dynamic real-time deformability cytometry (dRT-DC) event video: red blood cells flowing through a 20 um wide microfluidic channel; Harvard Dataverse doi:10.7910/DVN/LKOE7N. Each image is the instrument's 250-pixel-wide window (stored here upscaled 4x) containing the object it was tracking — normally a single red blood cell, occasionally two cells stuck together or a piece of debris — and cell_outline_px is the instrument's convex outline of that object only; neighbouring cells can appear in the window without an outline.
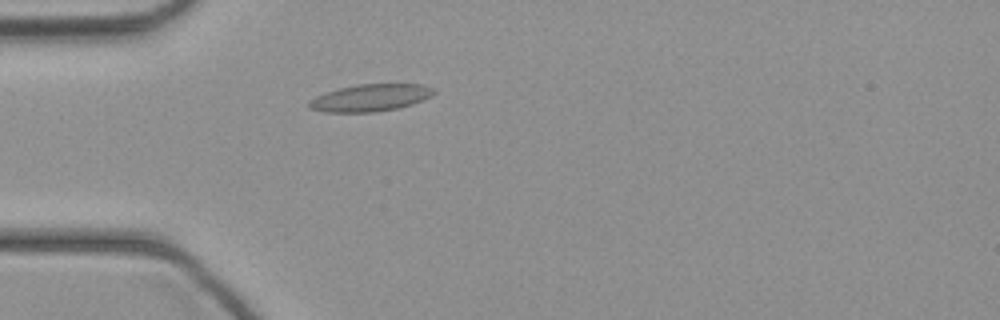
{"species": "common noctule bat (a hibernating species)", "species_latin": "Nyctalus noctula", "temperature_condition": "cold", "stored_images_in_passage": 44, "camera_frame_rate_fps": 3000, "um_per_image_px": 0.085, "animal": {"sex": "female", "body_mass_g": 21.9}, "frame": {"image": 1, "passage_image": 12, "time_ms": 3.667, "image_size_px": [1000, 320], "cell_outline_px": [[436, 92], [432, 96], [412, 104], [396, 108], [376, 112], [324, 112], [308, 108], [308, 100], [324, 92], [356, 84], [420, 84], [436, 88]], "centroid_in_image_um": [31.47, 8.3], "position_along_channel_um": 53.5, "area_um2": 19.88}}
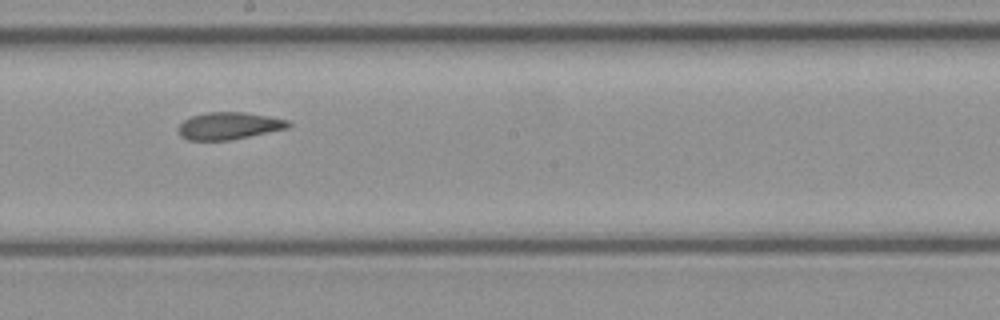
{"frame": {"image": 2, "passage_image": 24, "time_ms": 7.667, "image_size_px": [1000, 320], "cell_outline_px": [[292, 124], [288, 128], [228, 140], [188, 140], [180, 136], [180, 124], [184, 120], [192, 116], [208, 112], [244, 112], [268, 116], [288, 120]], "centroid_in_image_um": [19.47, 10.69], "position_along_channel_um": 228.7, "area_um2": 17.17}}
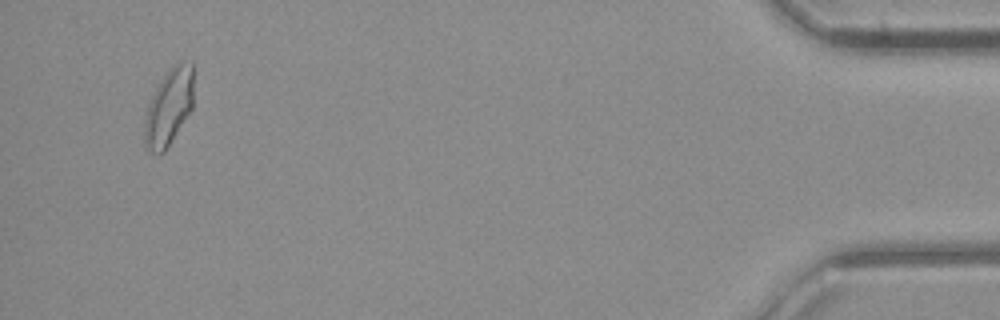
{"frame": {"image": 3, "passage_image": 42, "time_ms": 13.667, "image_size_px": [1000, 320], "cell_outline_px": [[192, 108], [164, 152], [152, 152], [144, 144], [144, 120], [148, 104], [156, 88], [168, 68], [172, 64], [180, 60], [192, 60]], "centroid_in_image_um": [14.35, 9.04], "position_along_channel_um": 420.9, "area_um2": 21.79}}